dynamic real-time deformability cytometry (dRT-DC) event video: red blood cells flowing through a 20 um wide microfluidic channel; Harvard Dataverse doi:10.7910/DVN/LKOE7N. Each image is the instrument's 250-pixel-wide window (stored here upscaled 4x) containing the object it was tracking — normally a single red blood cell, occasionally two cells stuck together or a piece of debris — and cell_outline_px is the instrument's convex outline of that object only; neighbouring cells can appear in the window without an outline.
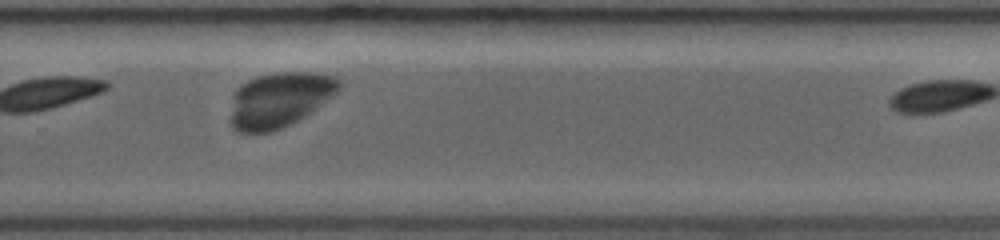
{"species": "common noctule bat (a hibernating species)", "species_latin": "Nyctalus noctula", "temperature_condition": "room temperature", "stored_images_in_passage": 27, "camera_frame_rate_fps": 3000, "um_per_image_px": 0.085, "animal": {"sex": "female", "body_mass_g": 19.0, "forearm_length_mm": 53.3}, "frame": {"image": 1, "passage_image": 24, "time_ms": 6.0, "image_size_px": [1000, 240], "cell_outline_px": [[344, 84], [336, 92], [304, 116], [272, 132], [236, 132], [232, 128], [228, 120], [236, 88], [240, 84], [248, 80], [260, 76], [276, 72], [316, 72], [336, 76]], "centroid_in_image_um": [23.72, 8.47], "position_along_channel_um": 306.1, "area_um2": 34.8}}